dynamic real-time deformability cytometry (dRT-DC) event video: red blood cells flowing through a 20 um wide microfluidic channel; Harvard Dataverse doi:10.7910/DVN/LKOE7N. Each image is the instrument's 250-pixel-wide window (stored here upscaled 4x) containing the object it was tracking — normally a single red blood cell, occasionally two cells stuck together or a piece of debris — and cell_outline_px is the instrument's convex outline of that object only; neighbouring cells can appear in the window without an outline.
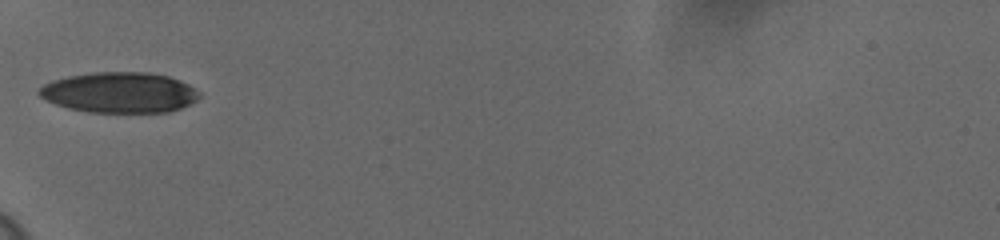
{"species": "human", "species_latin": "Homo sapiens", "temperature_condition": "cold", "stored_images_in_passage": 36, "camera_frame_rate_fps": 3000, "um_per_image_px": 0.085, "donor": {"sex": "female"}, "frame": {"image": 1, "passage_image": 1, "time_ms": 0.0, "image_size_px": [1000, 240], "cell_outline_px": [[200, 96], [196, 100], [180, 108], [168, 112], [88, 112], [68, 108], [56, 104], [40, 96], [36, 92], [44, 84], [52, 80], [68, 76], [92, 72], [148, 72], [168, 76], [180, 80], [188, 84], [200, 92]], "centroid_in_image_um": [10.15, 7.85], "position_along_channel_um": 74.8, "area_um2": 37.86}}
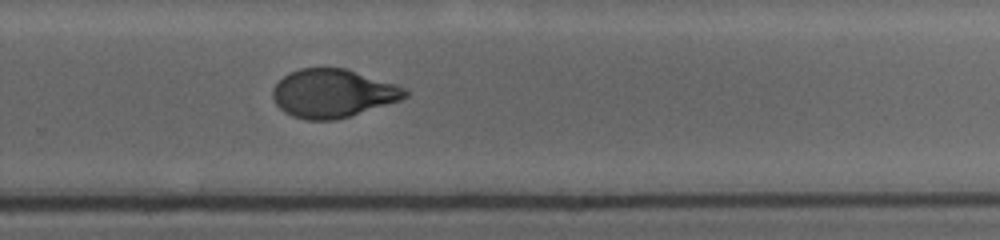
{"frame": {"image": 2, "passage_image": 20, "time_ms": 6.333, "image_size_px": [1000, 240], "cell_outline_px": [[408, 96], [400, 100], [336, 120], [308, 120], [292, 116], [284, 112], [276, 104], [272, 96], [272, 88], [288, 72], [300, 68], [348, 68], [408, 88]], "centroid_in_image_um": [28.3, 7.92], "position_along_channel_um": 301.5, "area_um2": 37.45}}
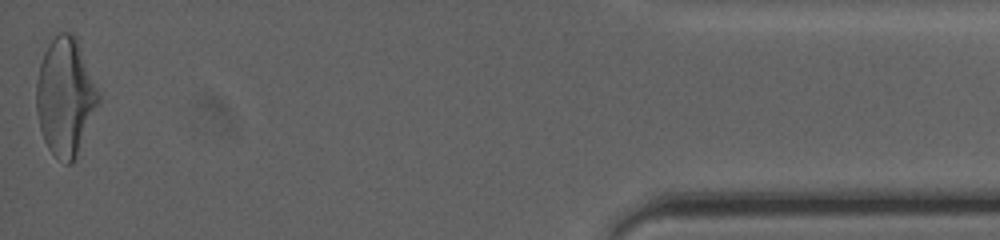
{"frame": {"image": 3, "passage_image": 36, "time_ms": 11.667, "image_size_px": [1000, 240], "cell_outline_px": [[100, 100], [76, 156], [72, 164], [64, 164], [48, 148], [44, 140], [40, 128], [36, 112], [36, 84], [40, 64], [44, 52], [48, 44], [60, 32], [72, 32], [76, 36], [100, 96]], "centroid_in_image_um": [5.53, 8.22], "position_along_channel_um": 429.7, "area_um2": 42.14}, "authors_computed_cell_mechanics": {"area_um2": 38.8705, "velocity_mm_per_s": 3.6329, "shape_relaxation_time_tau1_ms": 4.2209, "shape_relaxation_time_tau2_ms": 1.3807, "deformation_change_tau1": 0.1542, "deformation_change_tau2": 0.0558}}